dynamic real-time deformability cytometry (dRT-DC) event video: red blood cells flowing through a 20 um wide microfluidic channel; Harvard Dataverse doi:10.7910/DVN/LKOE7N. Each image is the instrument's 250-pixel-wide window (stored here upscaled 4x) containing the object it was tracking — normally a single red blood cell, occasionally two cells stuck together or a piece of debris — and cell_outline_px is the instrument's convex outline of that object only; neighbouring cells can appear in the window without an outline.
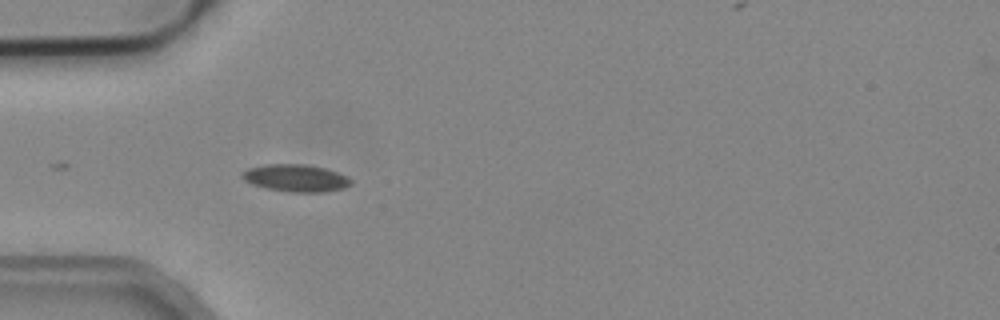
{"species": "common noctule bat (a hibernating species)", "species_latin": "Nyctalus noctula", "temperature_condition": "cold", "stored_images_in_passage": 21, "camera_frame_rate_fps": 3000, "um_per_image_px": 0.085, "animal": {"sex": "male", "body_mass_g": 19.2, "forearm_length_mm": 51.8}, "frame": {"image": 1, "passage_image": 16, "time_ms": 5.0, "image_size_px": [1000, 320], "cell_outline_px": [[352, 184], [344, 188], [324, 192], [292, 192], [268, 188], [252, 184], [244, 180], [240, 176], [240, 172], [248, 168], [268, 164], [304, 164], [324, 168], [348, 176], [352, 180]], "centroid_in_image_um": [25.14, 15.13], "position_along_channel_um": 59.9, "area_um2": 17.28}}